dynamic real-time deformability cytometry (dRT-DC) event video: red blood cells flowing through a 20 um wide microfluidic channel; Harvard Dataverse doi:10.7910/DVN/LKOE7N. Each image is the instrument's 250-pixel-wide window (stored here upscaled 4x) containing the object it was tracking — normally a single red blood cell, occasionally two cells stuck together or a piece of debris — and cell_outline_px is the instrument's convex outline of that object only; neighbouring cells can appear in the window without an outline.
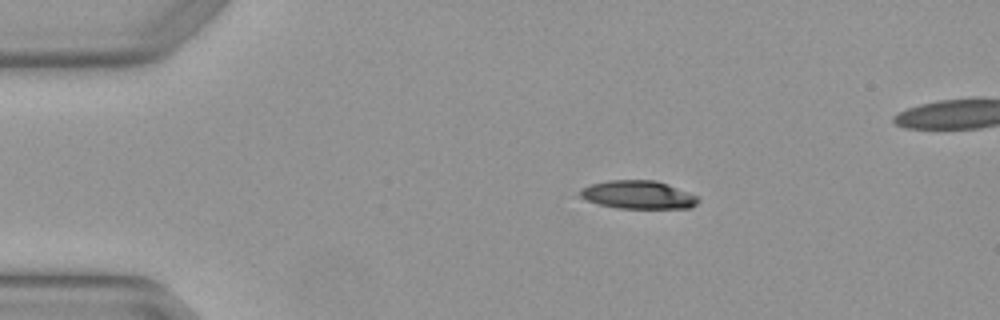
{"species": "Egyptian fruit bat (a non-hibernating species)", "species_latin": "Rousettus aegyptiacus", "temperature_condition": "warm", "stored_images_in_passage": 4, "camera_frame_rate_fps": 3000, "um_per_image_px": 0.085, "animal": {"sex": "female"}, "frame": {"image": 1, "passage_image": 1, "time_ms": 0.0, "image_size_px": [1000, 320], "cell_outline_px": [[700, 200], [692, 208], [616, 208], [600, 204], [588, 200], [580, 196], [580, 188], [588, 184], [608, 180], [656, 180], [668, 184], [688, 192], [696, 196]], "centroid_in_image_um": [54.23, 16.55], "position_along_channel_um": 30.8, "area_um2": 19.42}}
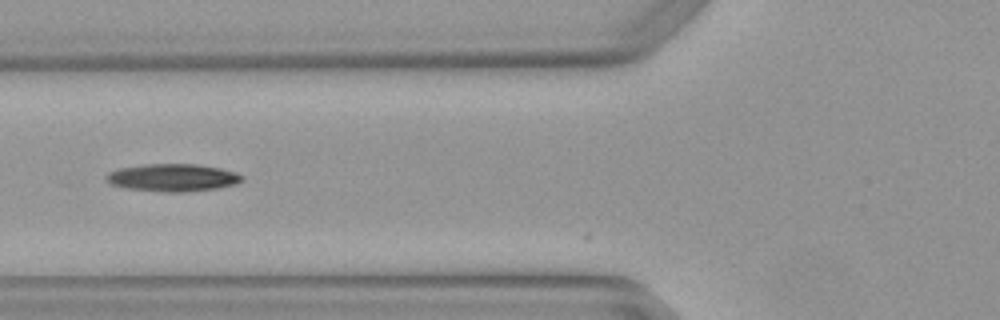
{"frame": {"image": 2, "passage_image": 3, "time_ms": 0.667, "image_size_px": [1000, 320], "cell_outline_px": [[244, 180], [236, 184], [216, 188], [184, 192], [164, 192], [128, 188], [112, 184], [104, 176], [108, 172], [120, 168], [144, 164], [196, 164], [220, 168], [236, 172], [244, 176]], "centroid_in_image_um": [14.71, 15.09], "position_along_channel_um": 111.1, "area_um2": 21.73}}